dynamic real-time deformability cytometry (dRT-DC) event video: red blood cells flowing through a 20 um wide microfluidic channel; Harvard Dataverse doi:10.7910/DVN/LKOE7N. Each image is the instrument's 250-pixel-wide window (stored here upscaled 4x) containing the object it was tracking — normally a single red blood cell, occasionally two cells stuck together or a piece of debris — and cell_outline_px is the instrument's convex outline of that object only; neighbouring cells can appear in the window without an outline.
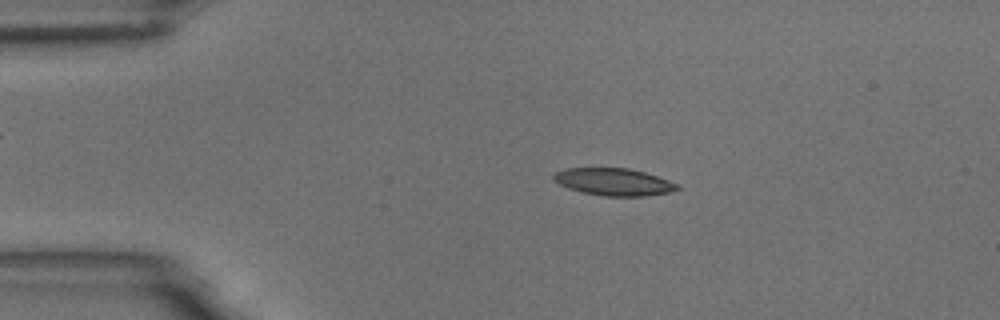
{"species": "common noctule bat (a hibernating species)", "species_latin": "Nyctalus noctula", "temperature_condition": "room temperature", "stored_images_in_passage": 53, "camera_frame_rate_fps": 3000, "um_per_image_px": 0.085, "animal": {"sex": "male", "body_mass_g": 18.8}, "frame": {"image": 1, "passage_image": 8, "time_ms": 2.333, "image_size_px": [1000, 320], "cell_outline_px": [[680, 188], [668, 192], [644, 196], [604, 196], [584, 192], [568, 188], [552, 180], [552, 176], [556, 172], [564, 168], [628, 168], [644, 172], [680, 184]], "centroid_in_image_um": [52.15, 15.45], "position_along_channel_um": 32.8, "area_um2": 19.54}}
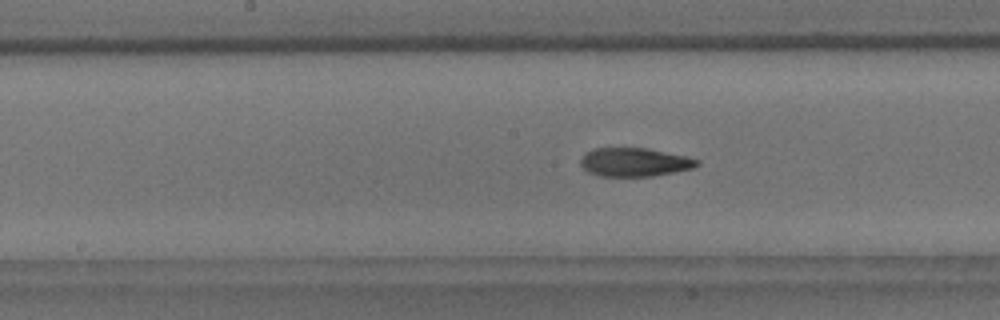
{"frame": {"image": 2, "passage_image": 25, "time_ms": 8.0, "image_size_px": [1000, 320], "cell_outline_px": [[700, 164], [692, 168], [652, 176], [600, 176], [588, 172], [580, 164], [580, 160], [592, 148], [648, 148], [684, 156], [700, 160]], "centroid_in_image_um": [53.92, 13.78], "position_along_channel_um": 194.3, "area_um2": 19.19}}
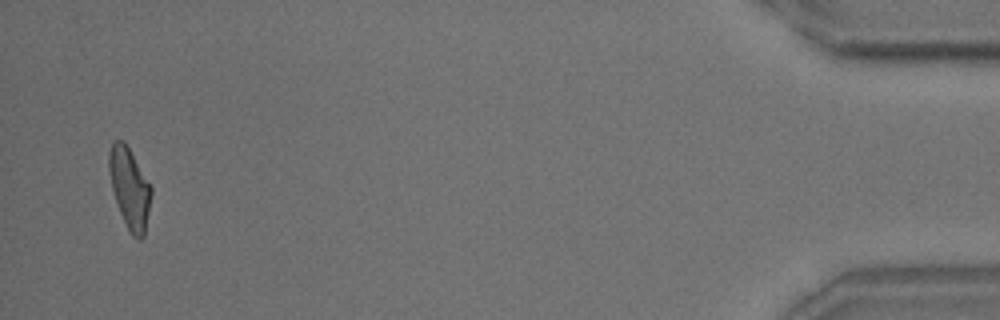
{"frame": {"image": 3, "passage_image": 51, "time_ms": 16.667, "image_size_px": [1000, 320], "cell_outline_px": [[152, 192], [144, 236], [140, 240], [132, 236], [120, 212], [112, 188], [108, 168], [108, 152], [112, 144], [116, 140], [124, 140], [152, 188]], "centroid_in_image_um": [11.01, 15.98], "position_along_channel_um": 424.2, "area_um2": 19.48}, "authors_computed_cell_mechanics": {"area_um2": 19.8254, "velocity_mm_per_s": 3.6252, "shape_relaxation_time_tau1_ms": 5.2419, "shape_relaxation_time_tau2_ms": 3.203, "deformation_change_tau1": 0.1826, "deformation_change_tau2": 0.1177}}